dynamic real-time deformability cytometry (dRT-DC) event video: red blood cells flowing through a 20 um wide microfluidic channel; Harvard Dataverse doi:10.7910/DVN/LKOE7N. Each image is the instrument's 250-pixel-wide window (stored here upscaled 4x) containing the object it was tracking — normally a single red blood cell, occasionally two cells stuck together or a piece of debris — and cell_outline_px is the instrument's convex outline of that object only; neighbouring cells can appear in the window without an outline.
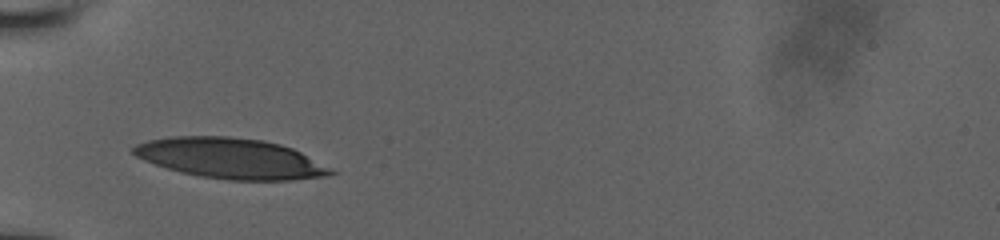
{"species": "human", "species_latin": "Homo sapiens", "temperature_condition": "room temperature", "stored_images_in_passage": 35, "camera_frame_rate_fps": 3000, "um_per_image_px": 0.085, "donor": {"sex": "male"}, "frame": {"image": 1, "passage_image": 1, "time_ms": 0.0, "image_size_px": [1000, 240], "cell_outline_px": [[340, 172], [324, 176], [292, 180], [228, 180], [200, 176], [180, 172], [144, 160], [136, 156], [132, 152], [132, 148], [136, 144], [148, 140], [172, 136], [228, 136], [264, 140], [280, 144], [292, 148]], "centroid_in_image_um": [19.61, 13.46], "position_along_channel_um": 65.4, "area_um2": 46.47}}
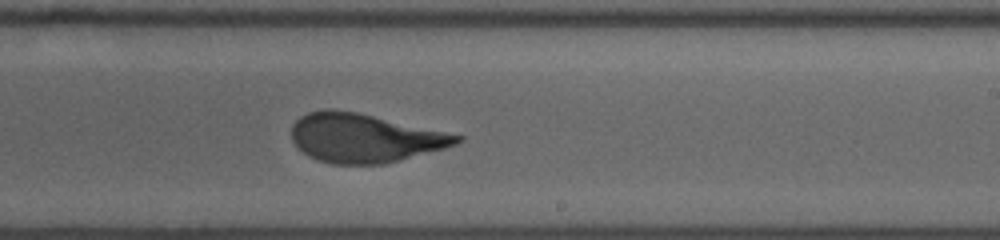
{"frame": {"image": 2, "passage_image": 23, "time_ms": 5.0, "image_size_px": [1000, 240], "cell_outline_px": [[464, 140], [456, 144], [444, 148], [384, 164], [332, 164], [316, 160], [308, 156], [292, 140], [292, 124], [300, 116], [308, 112], [328, 108], [332, 108], [356, 112], [464, 136]], "centroid_in_image_um": [30.95, 11.73], "position_along_channel_um": 258.1, "area_um2": 46.7}}
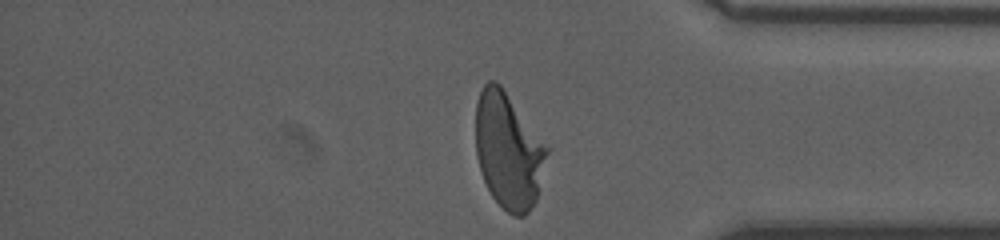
{"frame": {"image": 3, "passage_image": 35, "time_ms": 8.667, "image_size_px": [1000, 240], "cell_outline_px": [[552, 148], [536, 200], [528, 212], [524, 216], [516, 216], [508, 212], [492, 196], [484, 180], [476, 156], [476, 100], [484, 84], [488, 80], [496, 80], [500, 84]], "centroid_in_image_um": [43.26, 12.77], "position_along_channel_um": 391.9, "area_um2": 48.96}}